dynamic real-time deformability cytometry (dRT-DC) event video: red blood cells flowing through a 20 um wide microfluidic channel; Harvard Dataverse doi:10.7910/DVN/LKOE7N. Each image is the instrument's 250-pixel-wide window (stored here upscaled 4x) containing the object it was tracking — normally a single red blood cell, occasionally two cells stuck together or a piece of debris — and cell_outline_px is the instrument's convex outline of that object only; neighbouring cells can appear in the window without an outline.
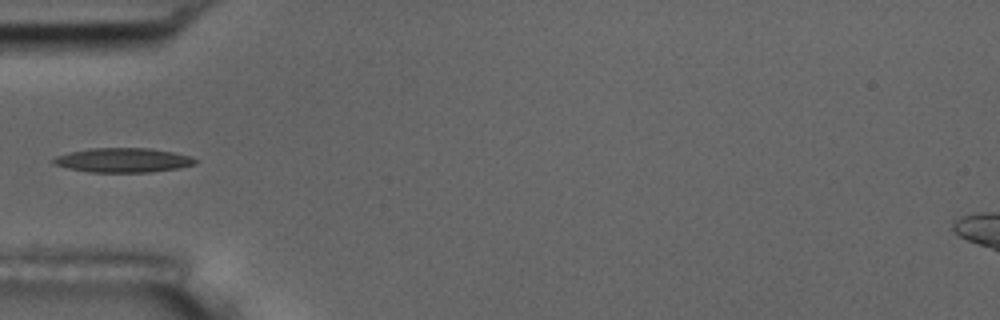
{"species": "common noctule bat (a hibernating species)", "species_latin": "Nyctalus noctula", "temperature_condition": "room temperature", "stored_images_in_passage": 1, "camera_frame_rate_fps": 3000, "um_per_image_px": 0.085, "animal": {"sex": "male", "body_mass_g": 17.5, "forearm_length_mm": 52.3}, "frame": {"image": 1, "passage_image": 1, "time_ms": 0.0, "image_size_px": [1000, 320], "cell_outline_px": [[196, 164], [180, 168], [152, 172], [88, 172], [68, 168], [52, 164], [52, 160], [56, 156], [68, 152], [92, 148], [148, 148], [172, 152], [192, 156], [196, 160]], "centroid_in_image_um": [10.45, 13.62], "position_along_channel_um": 74.5, "area_um2": 20.23}}